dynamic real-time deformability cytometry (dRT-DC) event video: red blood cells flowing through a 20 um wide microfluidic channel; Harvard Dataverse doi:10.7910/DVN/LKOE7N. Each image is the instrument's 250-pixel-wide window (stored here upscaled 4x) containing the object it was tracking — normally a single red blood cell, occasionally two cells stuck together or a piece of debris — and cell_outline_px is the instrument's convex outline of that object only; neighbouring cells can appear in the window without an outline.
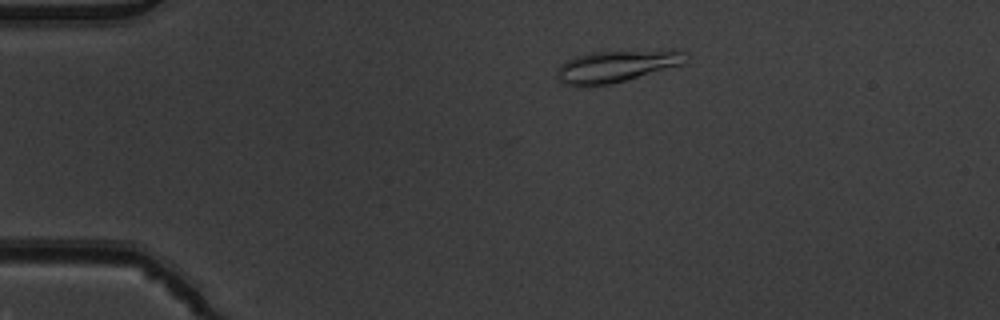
{"species": "common noctule bat (a hibernating species)", "species_latin": "Nyctalus noctula", "temperature_condition": "warm", "stored_images_in_passage": 41, "camera_frame_rate_fps": 3000, "um_per_image_px": 0.085, "animal": {"sex": "male", "body_mass_g": 19.5, "forearm_length_mm": 54.6}, "frame": {"image": 1, "passage_image": 10, "time_ms": 3.0, "image_size_px": [1000, 320], "cell_outline_px": [[688, 64], [612, 84], [592, 88], [576, 88], [560, 84], [556, 76], [556, 72], [560, 64], [576, 56], [592, 52], [672, 48], [680, 48], [684, 52]], "centroid_in_image_um": [52.44, 5.64], "position_along_channel_um": 32.6, "area_um2": 25.55}}
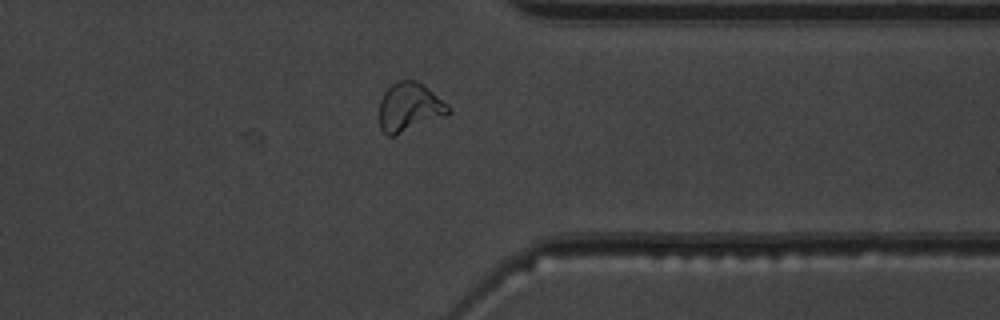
{"frame": {"image": 2, "passage_image": 41, "time_ms": 13.333, "image_size_px": [1000, 320], "cell_outline_px": [[452, 112], [444, 116], [392, 136], [388, 136], [380, 128], [380, 100], [384, 92], [392, 84], [400, 80], [416, 80], [428, 88], [448, 104], [452, 108]], "centroid_in_image_um": [34.81, 9.09], "position_along_channel_um": 376.6, "area_um2": 19.42}}